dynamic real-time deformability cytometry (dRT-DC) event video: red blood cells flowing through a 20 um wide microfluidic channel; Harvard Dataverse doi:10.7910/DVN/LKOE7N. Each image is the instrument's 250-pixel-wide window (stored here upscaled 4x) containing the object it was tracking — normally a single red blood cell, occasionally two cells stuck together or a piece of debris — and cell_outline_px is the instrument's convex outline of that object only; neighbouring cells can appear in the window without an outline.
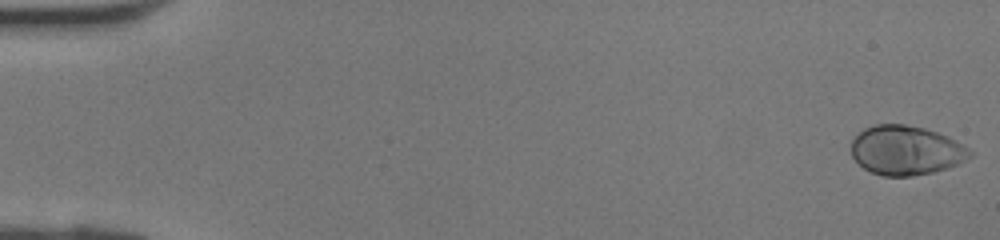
{"species": "human", "species_latin": "Homo sapiens", "temperature_condition": "room temperature", "stored_images_in_passage": 42, "camera_frame_rate_fps": 3000, "um_per_image_px": 0.085, "donor": {"sex": "female"}, "frame": {"image": 1, "passage_image": 1, "time_ms": 0.0, "image_size_px": [1000, 240], "cell_outline_px": [[972, 156], [948, 168], [932, 172], [912, 176], [884, 176], [872, 172], [864, 168], [852, 156], [852, 140], [864, 128], [872, 124], [904, 124], [924, 128], [948, 136], [968, 148], [972, 152]], "centroid_in_image_um": [77.0, 12.77], "position_along_channel_um": 8.0, "area_um2": 33.93}}
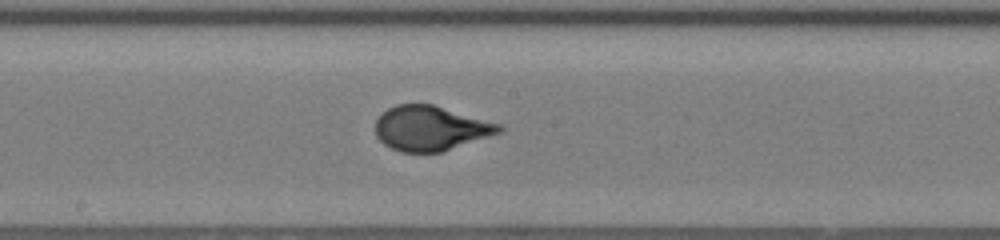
{"frame": {"image": 2, "passage_image": 23, "time_ms": 7.333, "image_size_px": [1000, 240], "cell_outline_px": [[504, 132], [440, 152], [400, 152], [384, 144], [376, 136], [376, 120], [388, 108], [396, 104], [432, 104], [504, 124]], "centroid_in_image_um": [36.66, 10.9], "position_along_channel_um": 211.5, "area_um2": 32.43}}
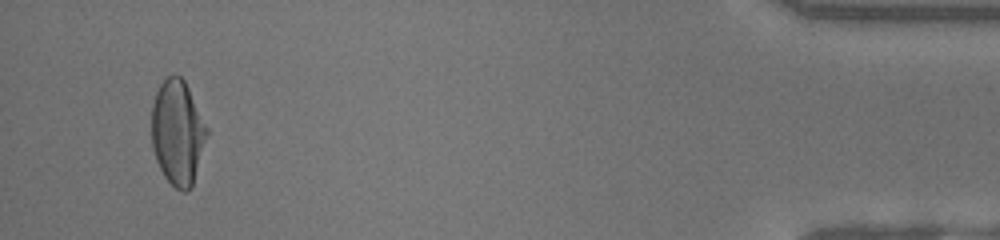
{"frame": {"image": 3, "passage_image": 40, "time_ms": 13.0, "image_size_px": [1000, 240], "cell_outline_px": [[208, 132], [192, 188], [188, 192], [184, 192], [176, 188], [164, 176], [156, 160], [152, 148], [152, 104], [156, 92], [160, 84], [168, 76], [180, 76], [184, 80], [208, 128]], "centroid_in_image_um": [15.09, 11.29], "position_along_channel_um": 420.1, "area_um2": 33.58}}